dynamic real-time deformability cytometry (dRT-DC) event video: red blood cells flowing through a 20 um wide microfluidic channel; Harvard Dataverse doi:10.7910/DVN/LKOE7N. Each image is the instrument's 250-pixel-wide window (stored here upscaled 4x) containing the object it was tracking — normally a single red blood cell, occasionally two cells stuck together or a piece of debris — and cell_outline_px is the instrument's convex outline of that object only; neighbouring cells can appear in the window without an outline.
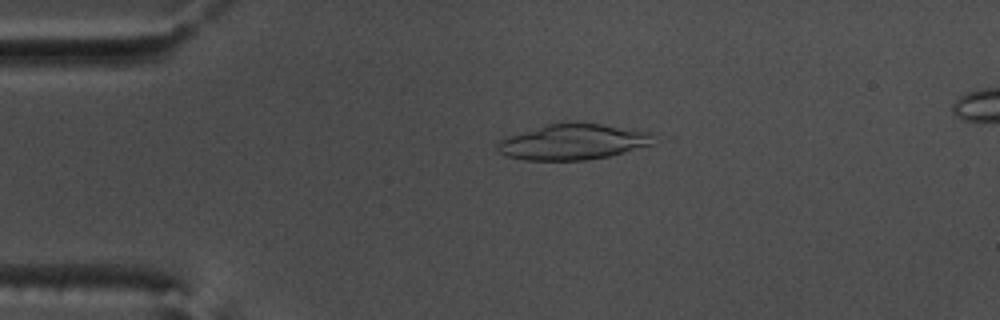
{"species": "common noctule bat (a hibernating species)", "species_latin": "Nyctalus noctula", "temperature_condition": "warm", "stored_images_in_passage": 45, "camera_frame_rate_fps": 3000, "um_per_image_px": 0.085, "animal": {"sex": "male", "body_mass_g": 17.5, "forearm_length_mm": 52.3}, "frame": {"image": 1, "passage_image": 4, "time_ms": 1.0, "image_size_px": [1000, 320], "cell_outline_px": [[652, 144], [624, 152], [608, 156], [584, 160], [524, 160], [508, 156], [496, 152], [496, 144], [504, 136], [548, 124], [564, 120], [576, 120], [648, 132]], "centroid_in_image_um": [48.57, 12.04], "position_along_channel_um": 36.4, "area_um2": 32.66}}
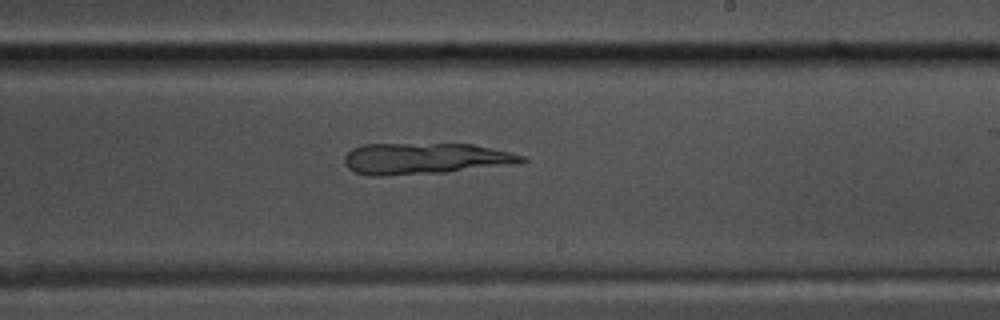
{"frame": {"image": 2, "passage_image": 24, "time_ms": 7.667, "image_size_px": [1000, 320], "cell_outline_px": [[528, 160], [516, 164], [444, 172], [384, 176], [368, 176], [356, 172], [348, 168], [344, 164], [344, 156], [352, 148], [364, 144], [472, 144], [492, 148], [524, 156]], "centroid_in_image_um": [36.09, 13.48], "position_along_channel_um": 252.9, "area_um2": 32.31}}
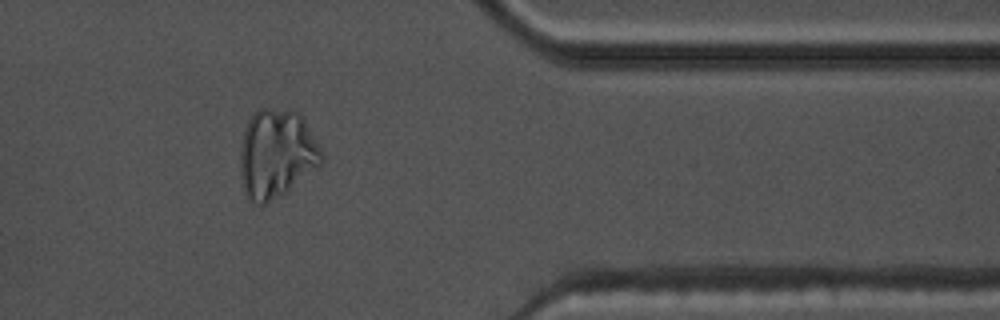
{"frame": {"image": 3, "passage_image": 36, "time_ms": 11.667, "image_size_px": [1000, 320], "cell_outline_px": [[324, 160], [320, 164], [288, 192], [264, 204], [256, 204], [248, 200], [244, 192], [240, 172], [240, 152], [244, 132], [248, 120], [252, 112], [260, 108], [292, 108], [300, 112], [304, 116], [324, 156]], "centroid_in_image_um": [23.51, 13.04], "position_along_channel_um": 387.9, "area_um2": 42.83}}